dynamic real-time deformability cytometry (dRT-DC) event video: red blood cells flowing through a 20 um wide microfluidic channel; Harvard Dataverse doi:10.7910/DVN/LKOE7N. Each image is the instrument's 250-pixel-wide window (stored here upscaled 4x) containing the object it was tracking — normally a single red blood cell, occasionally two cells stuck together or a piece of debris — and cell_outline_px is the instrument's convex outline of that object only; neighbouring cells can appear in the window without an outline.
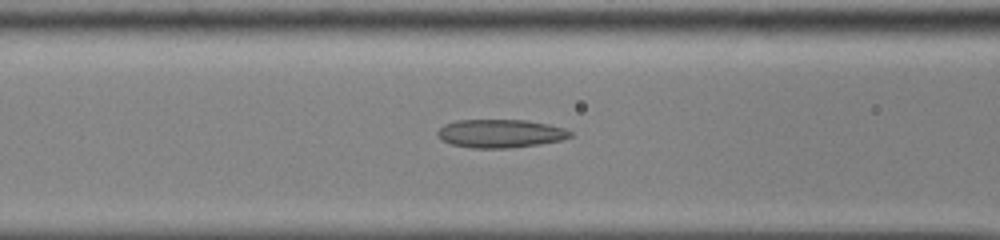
{"species": "common noctule bat (a hibernating species)", "species_latin": "Nyctalus noctula", "temperature_condition": "cold", "stored_images_in_passage": 53, "camera_frame_rate_fps": 3000, "um_per_image_px": 0.085, "animal": {"sex": "male", "body_mass_g": 13.0, "forearm_length_mm": 53.1}, "frame": {"image": 1, "passage_image": 23, "time_ms": 7.333, "image_size_px": [1000, 240], "cell_outline_px": [[572, 136], [560, 140], [540, 144], [512, 148], [472, 148], [452, 144], [444, 140], [436, 132], [444, 124], [456, 120], [524, 120], [548, 124], [564, 128], [572, 132]], "centroid_in_image_um": [42.55, 11.35], "position_along_channel_um": 124.1, "area_um2": 21.79}}
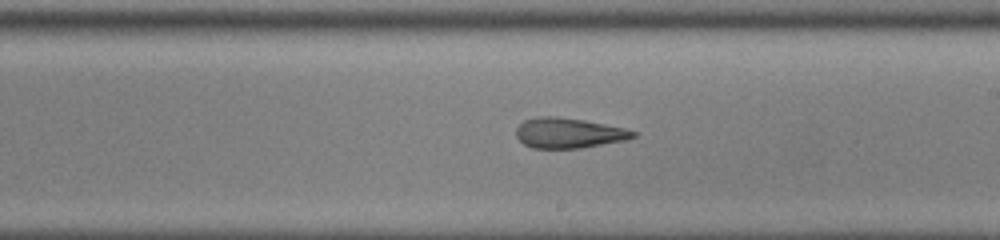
{"frame": {"image": 2, "passage_image": 32, "time_ms": 10.333, "image_size_px": [1000, 240], "cell_outline_px": [[636, 136], [628, 140], [580, 148], [532, 148], [524, 144], [516, 136], [516, 128], [524, 120], [540, 116], [556, 116], [584, 120], [624, 128], [636, 132]], "centroid_in_image_um": [48.33, 11.31], "position_along_channel_um": 240.7, "area_um2": 20.58}}
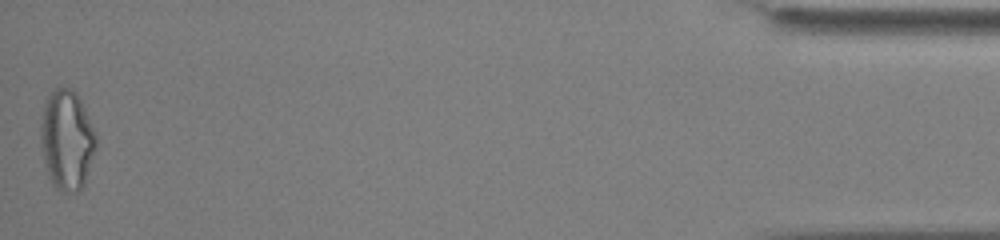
{"frame": {"image": 3, "passage_image": 53, "time_ms": 17.333, "image_size_px": [1000, 240], "cell_outline_px": [[96, 148], [84, 184], [76, 192], [60, 192], [52, 184], [48, 176], [40, 144], [40, 124], [44, 100], [56, 88], [72, 88], [76, 92], [96, 132]], "centroid_in_image_um": [5.66, 11.89], "position_along_channel_um": 429.5, "area_um2": 32.43}, "authors_computed_cell_mechanics": {"area_um2": 23.987, "velocity_mm_per_s": 3.8869, "shape_relaxation_time_tau1_ms": null, "shape_relaxation_time_tau2_ms": 5.3432, "deformation_change_tau1": null, "deformation_change_tau2": 0.1653}}